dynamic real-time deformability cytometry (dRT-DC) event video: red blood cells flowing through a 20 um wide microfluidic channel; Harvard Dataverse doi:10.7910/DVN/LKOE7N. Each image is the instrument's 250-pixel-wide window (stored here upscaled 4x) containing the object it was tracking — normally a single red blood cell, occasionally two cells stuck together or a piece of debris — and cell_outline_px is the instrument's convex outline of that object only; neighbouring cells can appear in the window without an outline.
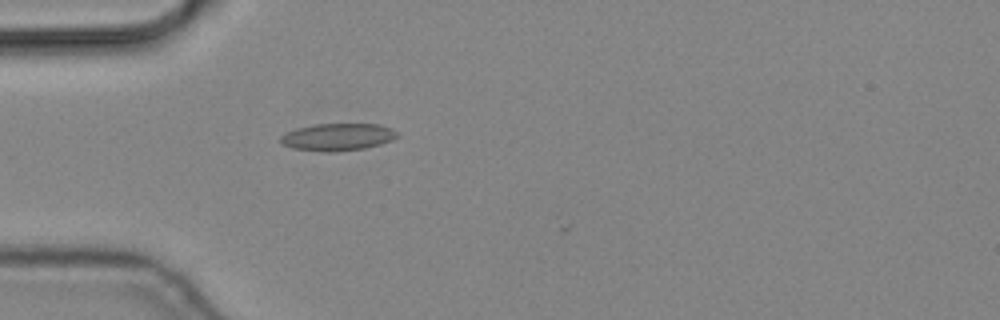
{"species": "common noctule bat (a hibernating species)", "species_latin": "Nyctalus noctula", "temperature_condition": "cold", "stored_images_in_passage": 5, "camera_frame_rate_fps": 3000, "um_per_image_px": 0.085, "animal": {"sex": "male", "body_mass_g": 19.2, "forearm_length_mm": 51.8}, "frame": {"image": 1, "passage_image": 4, "time_ms": 1.0, "image_size_px": [1000, 320], "cell_outline_px": [[400, 136], [392, 140], [380, 144], [364, 148], [332, 152], [324, 152], [292, 148], [280, 144], [280, 136], [296, 128], [316, 124], [380, 124], [392, 128], [400, 132]], "centroid_in_image_um": [28.73, 11.64], "position_along_channel_um": 56.3, "area_um2": 18.73}}